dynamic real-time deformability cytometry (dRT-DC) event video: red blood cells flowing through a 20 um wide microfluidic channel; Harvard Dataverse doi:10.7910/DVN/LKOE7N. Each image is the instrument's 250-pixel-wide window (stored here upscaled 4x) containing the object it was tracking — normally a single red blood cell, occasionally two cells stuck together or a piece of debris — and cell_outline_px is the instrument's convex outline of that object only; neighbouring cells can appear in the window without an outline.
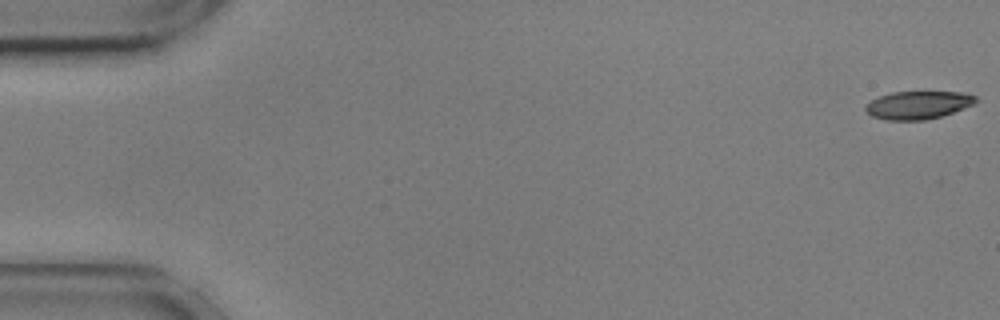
{"species": "common noctule bat (a hibernating species)", "species_latin": "Nyctalus noctula", "temperature_condition": "cold", "stored_images_in_passage": 13, "camera_frame_rate_fps": 3000, "um_per_image_px": 0.085, "animal": {"sex": "male", "body_mass_g": 17.9, "forearm_length_mm": 54.2}, "frame": {"image": 1, "passage_image": 1, "time_ms": 0.0, "image_size_px": [1000, 320], "cell_outline_px": [[980, 100], [972, 104], [952, 112], [940, 116], [924, 120], [884, 120], [872, 116], [864, 108], [872, 100], [880, 96], [892, 92], [960, 92], [976, 96]], "centroid_in_image_um": [78.03, 8.92], "position_along_channel_um": 7.0, "area_um2": 17.69}}